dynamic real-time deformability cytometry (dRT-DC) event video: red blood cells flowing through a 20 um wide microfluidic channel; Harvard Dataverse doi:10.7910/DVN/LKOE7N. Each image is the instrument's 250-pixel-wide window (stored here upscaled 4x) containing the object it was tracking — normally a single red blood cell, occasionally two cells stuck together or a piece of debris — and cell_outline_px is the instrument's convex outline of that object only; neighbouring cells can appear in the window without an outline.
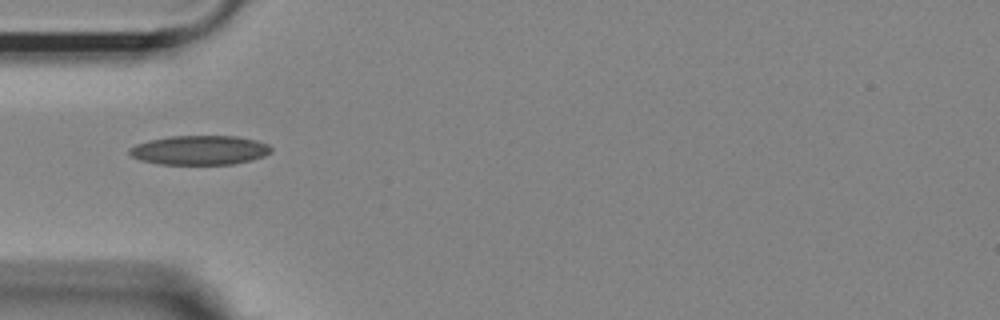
{"species": "Egyptian fruit bat (a non-hibernating species)", "species_latin": "Rousettus aegyptiacus", "temperature_condition": "room temperature", "stored_images_in_passage": 38, "camera_frame_rate_fps": 3000, "um_per_image_px": 0.085, "animal": {"sex": "female"}, "frame": {"image": 1, "passage_image": 1, "time_ms": 0.0, "image_size_px": [1000, 320], "cell_outline_px": [[272, 152], [264, 156], [252, 160], [232, 164], [160, 164], [140, 160], [132, 156], [128, 152], [128, 148], [136, 144], [148, 140], [172, 136], [236, 136], [256, 140], [268, 144], [272, 148]], "centroid_in_image_um": [16.98, 12.76], "position_along_channel_um": 68.0, "area_um2": 24.28}}
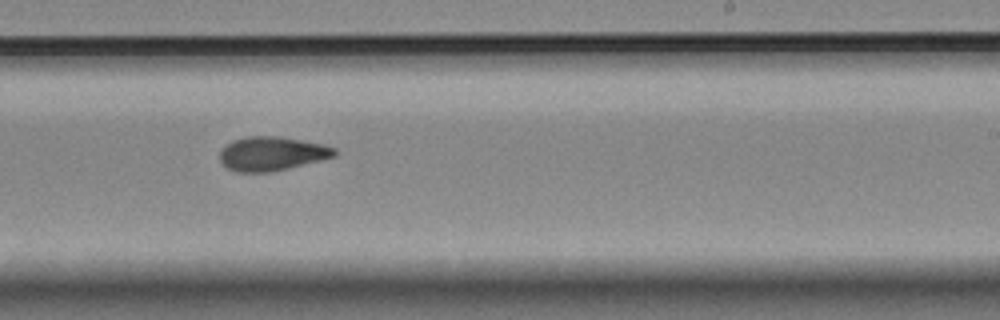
{"frame": {"image": 2, "passage_image": 17, "time_ms": 5.333, "image_size_px": [1000, 320], "cell_outline_px": [[336, 156], [288, 168], [268, 172], [236, 172], [228, 168], [220, 160], [220, 152], [232, 140], [248, 136], [280, 136], [324, 144], [336, 148]], "centroid_in_image_um": [23.12, 13.05], "position_along_channel_um": 265.9, "area_um2": 22.6}}
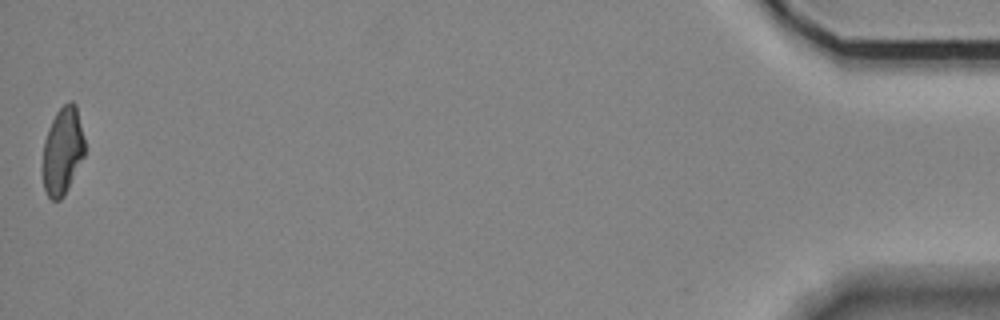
{"frame": {"image": 3, "passage_image": 38, "time_ms": 12.333, "image_size_px": [1000, 320], "cell_outline_px": [[84, 156], [64, 196], [60, 200], [52, 200], [48, 196], [44, 188], [44, 140], [48, 128], [56, 112], [68, 100], [72, 100], [76, 104], [84, 140]], "centroid_in_image_um": [5.33, 12.8], "position_along_channel_um": 429.9, "area_um2": 21.1}, "authors_computed_cell_mechanics": {"area_um2": 22.3686, "velocity_mm_per_s": 3.6916, "shape_relaxation_time_tau1_ms": 7.4858, "shape_relaxation_time_tau2_ms": 2.7539, "deformation_change_tau1": 0.1824, "deformation_change_tau2": 0.0894}}